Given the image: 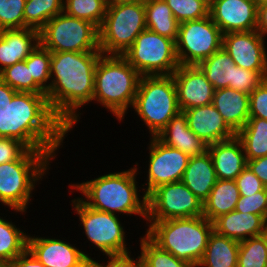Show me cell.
I'll return each instance as SVG.
<instances>
[{
    "label": "cell",
    "mask_w": 267,
    "mask_h": 267,
    "mask_svg": "<svg viewBox=\"0 0 267 267\" xmlns=\"http://www.w3.org/2000/svg\"><path fill=\"white\" fill-rule=\"evenodd\" d=\"M17 92L0 80V137H2V112Z\"/></svg>",
    "instance_id": "c3c4849f"
},
{
    "label": "cell",
    "mask_w": 267,
    "mask_h": 267,
    "mask_svg": "<svg viewBox=\"0 0 267 267\" xmlns=\"http://www.w3.org/2000/svg\"><path fill=\"white\" fill-rule=\"evenodd\" d=\"M216 177L220 180H235L247 167V159L240 139L234 137L208 146Z\"/></svg>",
    "instance_id": "ffe728a7"
},
{
    "label": "cell",
    "mask_w": 267,
    "mask_h": 267,
    "mask_svg": "<svg viewBox=\"0 0 267 267\" xmlns=\"http://www.w3.org/2000/svg\"><path fill=\"white\" fill-rule=\"evenodd\" d=\"M107 6L103 0H64L63 12L71 17L90 21L100 28Z\"/></svg>",
    "instance_id": "e575fe53"
},
{
    "label": "cell",
    "mask_w": 267,
    "mask_h": 267,
    "mask_svg": "<svg viewBox=\"0 0 267 267\" xmlns=\"http://www.w3.org/2000/svg\"><path fill=\"white\" fill-rule=\"evenodd\" d=\"M9 265L10 267H45L28 249Z\"/></svg>",
    "instance_id": "7dc6e473"
},
{
    "label": "cell",
    "mask_w": 267,
    "mask_h": 267,
    "mask_svg": "<svg viewBox=\"0 0 267 267\" xmlns=\"http://www.w3.org/2000/svg\"><path fill=\"white\" fill-rule=\"evenodd\" d=\"M25 62L27 66H30V72L34 82L47 93L51 78V52L39 43L25 59Z\"/></svg>",
    "instance_id": "d590c367"
},
{
    "label": "cell",
    "mask_w": 267,
    "mask_h": 267,
    "mask_svg": "<svg viewBox=\"0 0 267 267\" xmlns=\"http://www.w3.org/2000/svg\"><path fill=\"white\" fill-rule=\"evenodd\" d=\"M264 226H265V228H267V213H266L265 218H264Z\"/></svg>",
    "instance_id": "11a10c76"
},
{
    "label": "cell",
    "mask_w": 267,
    "mask_h": 267,
    "mask_svg": "<svg viewBox=\"0 0 267 267\" xmlns=\"http://www.w3.org/2000/svg\"><path fill=\"white\" fill-rule=\"evenodd\" d=\"M179 23L209 16L210 5L204 0H163Z\"/></svg>",
    "instance_id": "74e56055"
},
{
    "label": "cell",
    "mask_w": 267,
    "mask_h": 267,
    "mask_svg": "<svg viewBox=\"0 0 267 267\" xmlns=\"http://www.w3.org/2000/svg\"><path fill=\"white\" fill-rule=\"evenodd\" d=\"M79 218L78 226L83 228L85 240L91 243L97 251L105 255H117L131 252L128 247L127 232L120 216L101 212L85 205L78 197L69 202ZM127 242V243H126Z\"/></svg>",
    "instance_id": "9c48e42d"
},
{
    "label": "cell",
    "mask_w": 267,
    "mask_h": 267,
    "mask_svg": "<svg viewBox=\"0 0 267 267\" xmlns=\"http://www.w3.org/2000/svg\"><path fill=\"white\" fill-rule=\"evenodd\" d=\"M266 39L256 30L223 34L222 48L243 69L259 71L267 79Z\"/></svg>",
    "instance_id": "2e32d148"
},
{
    "label": "cell",
    "mask_w": 267,
    "mask_h": 267,
    "mask_svg": "<svg viewBox=\"0 0 267 267\" xmlns=\"http://www.w3.org/2000/svg\"><path fill=\"white\" fill-rule=\"evenodd\" d=\"M213 230L219 235L241 242L264 232V218L233 210L216 218L213 221Z\"/></svg>",
    "instance_id": "603a6c76"
},
{
    "label": "cell",
    "mask_w": 267,
    "mask_h": 267,
    "mask_svg": "<svg viewBox=\"0 0 267 267\" xmlns=\"http://www.w3.org/2000/svg\"><path fill=\"white\" fill-rule=\"evenodd\" d=\"M181 181L202 203L208 198L217 181L208 151L202 155L190 157Z\"/></svg>",
    "instance_id": "d4e9b609"
},
{
    "label": "cell",
    "mask_w": 267,
    "mask_h": 267,
    "mask_svg": "<svg viewBox=\"0 0 267 267\" xmlns=\"http://www.w3.org/2000/svg\"><path fill=\"white\" fill-rule=\"evenodd\" d=\"M239 242L214 230L210 234L206 250L196 267H237Z\"/></svg>",
    "instance_id": "484cf974"
},
{
    "label": "cell",
    "mask_w": 267,
    "mask_h": 267,
    "mask_svg": "<svg viewBox=\"0 0 267 267\" xmlns=\"http://www.w3.org/2000/svg\"><path fill=\"white\" fill-rule=\"evenodd\" d=\"M124 171L107 172L96 178L81 183H70L68 187L74 192L79 191L78 197L90 208L120 216H139L147 220V196L144 194L139 182L138 162ZM138 167V168H137ZM138 186V187H137ZM141 188V189H140ZM75 189V190H74ZM142 190V192H140ZM140 193H143L142 195ZM140 197V198H139ZM122 214V215H121Z\"/></svg>",
    "instance_id": "3957f363"
},
{
    "label": "cell",
    "mask_w": 267,
    "mask_h": 267,
    "mask_svg": "<svg viewBox=\"0 0 267 267\" xmlns=\"http://www.w3.org/2000/svg\"><path fill=\"white\" fill-rule=\"evenodd\" d=\"M255 2L257 3V6L267 4V0H255Z\"/></svg>",
    "instance_id": "f5cc1de1"
},
{
    "label": "cell",
    "mask_w": 267,
    "mask_h": 267,
    "mask_svg": "<svg viewBox=\"0 0 267 267\" xmlns=\"http://www.w3.org/2000/svg\"><path fill=\"white\" fill-rule=\"evenodd\" d=\"M212 104L235 134L250 118L249 94L244 92L231 88L217 89L214 92Z\"/></svg>",
    "instance_id": "7402d4cb"
},
{
    "label": "cell",
    "mask_w": 267,
    "mask_h": 267,
    "mask_svg": "<svg viewBox=\"0 0 267 267\" xmlns=\"http://www.w3.org/2000/svg\"><path fill=\"white\" fill-rule=\"evenodd\" d=\"M183 112L187 117L189 129L208 146L236 135L212 103L189 108Z\"/></svg>",
    "instance_id": "d6986e66"
},
{
    "label": "cell",
    "mask_w": 267,
    "mask_h": 267,
    "mask_svg": "<svg viewBox=\"0 0 267 267\" xmlns=\"http://www.w3.org/2000/svg\"><path fill=\"white\" fill-rule=\"evenodd\" d=\"M39 43V31L32 28L0 31V72L25 60Z\"/></svg>",
    "instance_id": "44dd1931"
},
{
    "label": "cell",
    "mask_w": 267,
    "mask_h": 267,
    "mask_svg": "<svg viewBox=\"0 0 267 267\" xmlns=\"http://www.w3.org/2000/svg\"><path fill=\"white\" fill-rule=\"evenodd\" d=\"M101 55V51L51 52L46 97L53 113L70 133L81 119L80 109L89 103L91 106L95 69Z\"/></svg>",
    "instance_id": "6da1fadb"
},
{
    "label": "cell",
    "mask_w": 267,
    "mask_h": 267,
    "mask_svg": "<svg viewBox=\"0 0 267 267\" xmlns=\"http://www.w3.org/2000/svg\"><path fill=\"white\" fill-rule=\"evenodd\" d=\"M140 254H138L142 267H193L188 262L178 259L170 252L160 249L145 234L139 238Z\"/></svg>",
    "instance_id": "d6a6232c"
},
{
    "label": "cell",
    "mask_w": 267,
    "mask_h": 267,
    "mask_svg": "<svg viewBox=\"0 0 267 267\" xmlns=\"http://www.w3.org/2000/svg\"><path fill=\"white\" fill-rule=\"evenodd\" d=\"M236 211L251 213L265 218L267 213V187L251 196H240L236 204Z\"/></svg>",
    "instance_id": "60d3db41"
},
{
    "label": "cell",
    "mask_w": 267,
    "mask_h": 267,
    "mask_svg": "<svg viewBox=\"0 0 267 267\" xmlns=\"http://www.w3.org/2000/svg\"><path fill=\"white\" fill-rule=\"evenodd\" d=\"M107 262L92 257L90 259V267H142L139 256L134 257L131 252L117 255H106ZM96 259V260H95Z\"/></svg>",
    "instance_id": "f6af8a7d"
},
{
    "label": "cell",
    "mask_w": 267,
    "mask_h": 267,
    "mask_svg": "<svg viewBox=\"0 0 267 267\" xmlns=\"http://www.w3.org/2000/svg\"><path fill=\"white\" fill-rule=\"evenodd\" d=\"M29 148L13 138L0 137V164L19 160Z\"/></svg>",
    "instance_id": "7bdbcfd3"
},
{
    "label": "cell",
    "mask_w": 267,
    "mask_h": 267,
    "mask_svg": "<svg viewBox=\"0 0 267 267\" xmlns=\"http://www.w3.org/2000/svg\"><path fill=\"white\" fill-rule=\"evenodd\" d=\"M249 115L267 120V79L249 94Z\"/></svg>",
    "instance_id": "b9f144b4"
},
{
    "label": "cell",
    "mask_w": 267,
    "mask_h": 267,
    "mask_svg": "<svg viewBox=\"0 0 267 267\" xmlns=\"http://www.w3.org/2000/svg\"><path fill=\"white\" fill-rule=\"evenodd\" d=\"M145 235L160 249L196 267L203 257L213 222L204 216L146 221Z\"/></svg>",
    "instance_id": "5b68a950"
},
{
    "label": "cell",
    "mask_w": 267,
    "mask_h": 267,
    "mask_svg": "<svg viewBox=\"0 0 267 267\" xmlns=\"http://www.w3.org/2000/svg\"><path fill=\"white\" fill-rule=\"evenodd\" d=\"M256 31L267 38V4L258 6Z\"/></svg>",
    "instance_id": "681fc988"
},
{
    "label": "cell",
    "mask_w": 267,
    "mask_h": 267,
    "mask_svg": "<svg viewBox=\"0 0 267 267\" xmlns=\"http://www.w3.org/2000/svg\"><path fill=\"white\" fill-rule=\"evenodd\" d=\"M203 216V203L182 182L163 184L147 196V220Z\"/></svg>",
    "instance_id": "4fadbf2b"
},
{
    "label": "cell",
    "mask_w": 267,
    "mask_h": 267,
    "mask_svg": "<svg viewBox=\"0 0 267 267\" xmlns=\"http://www.w3.org/2000/svg\"><path fill=\"white\" fill-rule=\"evenodd\" d=\"M52 161L47 152L29 149L19 160L0 164V205L16 216L26 214L36 185L46 178Z\"/></svg>",
    "instance_id": "8992f818"
},
{
    "label": "cell",
    "mask_w": 267,
    "mask_h": 267,
    "mask_svg": "<svg viewBox=\"0 0 267 267\" xmlns=\"http://www.w3.org/2000/svg\"><path fill=\"white\" fill-rule=\"evenodd\" d=\"M240 196H251L266 187L262 181L246 167L235 179Z\"/></svg>",
    "instance_id": "ee69618b"
},
{
    "label": "cell",
    "mask_w": 267,
    "mask_h": 267,
    "mask_svg": "<svg viewBox=\"0 0 267 267\" xmlns=\"http://www.w3.org/2000/svg\"><path fill=\"white\" fill-rule=\"evenodd\" d=\"M247 167L251 170L267 187V156L254 160H247Z\"/></svg>",
    "instance_id": "bcb514c9"
},
{
    "label": "cell",
    "mask_w": 267,
    "mask_h": 267,
    "mask_svg": "<svg viewBox=\"0 0 267 267\" xmlns=\"http://www.w3.org/2000/svg\"><path fill=\"white\" fill-rule=\"evenodd\" d=\"M209 15L222 34L256 30L258 6L255 0H214Z\"/></svg>",
    "instance_id": "ac0fdd59"
},
{
    "label": "cell",
    "mask_w": 267,
    "mask_h": 267,
    "mask_svg": "<svg viewBox=\"0 0 267 267\" xmlns=\"http://www.w3.org/2000/svg\"><path fill=\"white\" fill-rule=\"evenodd\" d=\"M240 194L235 180L217 179L208 198L203 202V216L213 222L236 208Z\"/></svg>",
    "instance_id": "4316f807"
},
{
    "label": "cell",
    "mask_w": 267,
    "mask_h": 267,
    "mask_svg": "<svg viewBox=\"0 0 267 267\" xmlns=\"http://www.w3.org/2000/svg\"><path fill=\"white\" fill-rule=\"evenodd\" d=\"M146 28L174 41L177 39L179 22L163 0H148L145 4Z\"/></svg>",
    "instance_id": "f1b7e54d"
},
{
    "label": "cell",
    "mask_w": 267,
    "mask_h": 267,
    "mask_svg": "<svg viewBox=\"0 0 267 267\" xmlns=\"http://www.w3.org/2000/svg\"><path fill=\"white\" fill-rule=\"evenodd\" d=\"M69 131L55 116L46 94L17 92L2 112V138H13L53 159ZM57 153V154H56Z\"/></svg>",
    "instance_id": "7a4b0ae2"
},
{
    "label": "cell",
    "mask_w": 267,
    "mask_h": 267,
    "mask_svg": "<svg viewBox=\"0 0 267 267\" xmlns=\"http://www.w3.org/2000/svg\"><path fill=\"white\" fill-rule=\"evenodd\" d=\"M172 76L181 111L212 103L215 88L198 65H179Z\"/></svg>",
    "instance_id": "e0dca14e"
},
{
    "label": "cell",
    "mask_w": 267,
    "mask_h": 267,
    "mask_svg": "<svg viewBox=\"0 0 267 267\" xmlns=\"http://www.w3.org/2000/svg\"><path fill=\"white\" fill-rule=\"evenodd\" d=\"M236 136L242 142L247 160L267 156V120L249 118L245 126Z\"/></svg>",
    "instance_id": "f546056e"
},
{
    "label": "cell",
    "mask_w": 267,
    "mask_h": 267,
    "mask_svg": "<svg viewBox=\"0 0 267 267\" xmlns=\"http://www.w3.org/2000/svg\"><path fill=\"white\" fill-rule=\"evenodd\" d=\"M122 56L142 75H172L179 67L175 41L149 29Z\"/></svg>",
    "instance_id": "8fae6325"
},
{
    "label": "cell",
    "mask_w": 267,
    "mask_h": 267,
    "mask_svg": "<svg viewBox=\"0 0 267 267\" xmlns=\"http://www.w3.org/2000/svg\"><path fill=\"white\" fill-rule=\"evenodd\" d=\"M39 236L28 235L27 249L45 267H90L92 254L86 253L82 248L79 249L76 244H71L63 238L61 240L58 235L55 238Z\"/></svg>",
    "instance_id": "9a60e30c"
},
{
    "label": "cell",
    "mask_w": 267,
    "mask_h": 267,
    "mask_svg": "<svg viewBox=\"0 0 267 267\" xmlns=\"http://www.w3.org/2000/svg\"><path fill=\"white\" fill-rule=\"evenodd\" d=\"M132 109L146 125L150 137L157 136L181 110L172 75L141 76Z\"/></svg>",
    "instance_id": "52a82bcc"
},
{
    "label": "cell",
    "mask_w": 267,
    "mask_h": 267,
    "mask_svg": "<svg viewBox=\"0 0 267 267\" xmlns=\"http://www.w3.org/2000/svg\"><path fill=\"white\" fill-rule=\"evenodd\" d=\"M261 236L264 238L266 248H267V228H265L264 232L261 234Z\"/></svg>",
    "instance_id": "816d5d0a"
},
{
    "label": "cell",
    "mask_w": 267,
    "mask_h": 267,
    "mask_svg": "<svg viewBox=\"0 0 267 267\" xmlns=\"http://www.w3.org/2000/svg\"><path fill=\"white\" fill-rule=\"evenodd\" d=\"M0 80L16 92L46 94L35 82L25 60L9 66L0 72Z\"/></svg>",
    "instance_id": "836d02e7"
},
{
    "label": "cell",
    "mask_w": 267,
    "mask_h": 267,
    "mask_svg": "<svg viewBox=\"0 0 267 267\" xmlns=\"http://www.w3.org/2000/svg\"><path fill=\"white\" fill-rule=\"evenodd\" d=\"M26 0H0V31L24 28Z\"/></svg>",
    "instance_id": "f35d334b"
},
{
    "label": "cell",
    "mask_w": 267,
    "mask_h": 267,
    "mask_svg": "<svg viewBox=\"0 0 267 267\" xmlns=\"http://www.w3.org/2000/svg\"><path fill=\"white\" fill-rule=\"evenodd\" d=\"M156 137L162 143L190 157L202 155L208 150V145L189 129L187 117L183 111L175 115Z\"/></svg>",
    "instance_id": "cb8c5ba5"
},
{
    "label": "cell",
    "mask_w": 267,
    "mask_h": 267,
    "mask_svg": "<svg viewBox=\"0 0 267 267\" xmlns=\"http://www.w3.org/2000/svg\"><path fill=\"white\" fill-rule=\"evenodd\" d=\"M40 44L50 52L99 50V28L90 21L64 12L50 19L39 31Z\"/></svg>",
    "instance_id": "30bf717a"
},
{
    "label": "cell",
    "mask_w": 267,
    "mask_h": 267,
    "mask_svg": "<svg viewBox=\"0 0 267 267\" xmlns=\"http://www.w3.org/2000/svg\"><path fill=\"white\" fill-rule=\"evenodd\" d=\"M265 79L259 71L243 69L236 65L234 67L233 83H230V88L250 94Z\"/></svg>",
    "instance_id": "ab89813d"
},
{
    "label": "cell",
    "mask_w": 267,
    "mask_h": 267,
    "mask_svg": "<svg viewBox=\"0 0 267 267\" xmlns=\"http://www.w3.org/2000/svg\"><path fill=\"white\" fill-rule=\"evenodd\" d=\"M145 29L144 4L116 0L107 6L99 28V50L103 55H122Z\"/></svg>",
    "instance_id": "ba28073f"
},
{
    "label": "cell",
    "mask_w": 267,
    "mask_h": 267,
    "mask_svg": "<svg viewBox=\"0 0 267 267\" xmlns=\"http://www.w3.org/2000/svg\"><path fill=\"white\" fill-rule=\"evenodd\" d=\"M0 216V264H9L28 247V235L17 223ZM6 218V219H5ZM18 226V227H16Z\"/></svg>",
    "instance_id": "83f0119b"
},
{
    "label": "cell",
    "mask_w": 267,
    "mask_h": 267,
    "mask_svg": "<svg viewBox=\"0 0 267 267\" xmlns=\"http://www.w3.org/2000/svg\"><path fill=\"white\" fill-rule=\"evenodd\" d=\"M198 66L215 90L230 88V83H233L234 67L236 64L223 48L204 59Z\"/></svg>",
    "instance_id": "4dcf8cb0"
},
{
    "label": "cell",
    "mask_w": 267,
    "mask_h": 267,
    "mask_svg": "<svg viewBox=\"0 0 267 267\" xmlns=\"http://www.w3.org/2000/svg\"><path fill=\"white\" fill-rule=\"evenodd\" d=\"M207 4H211L214 0H204Z\"/></svg>",
    "instance_id": "9f6ffc18"
},
{
    "label": "cell",
    "mask_w": 267,
    "mask_h": 267,
    "mask_svg": "<svg viewBox=\"0 0 267 267\" xmlns=\"http://www.w3.org/2000/svg\"><path fill=\"white\" fill-rule=\"evenodd\" d=\"M237 267H267V248L261 235L239 242Z\"/></svg>",
    "instance_id": "8d00e7d4"
},
{
    "label": "cell",
    "mask_w": 267,
    "mask_h": 267,
    "mask_svg": "<svg viewBox=\"0 0 267 267\" xmlns=\"http://www.w3.org/2000/svg\"><path fill=\"white\" fill-rule=\"evenodd\" d=\"M149 138L146 147L149 151L148 165L145 166L148 174L141 184L146 196L160 185L181 181L190 159L189 155L162 143L156 136Z\"/></svg>",
    "instance_id": "5bb4252c"
},
{
    "label": "cell",
    "mask_w": 267,
    "mask_h": 267,
    "mask_svg": "<svg viewBox=\"0 0 267 267\" xmlns=\"http://www.w3.org/2000/svg\"><path fill=\"white\" fill-rule=\"evenodd\" d=\"M141 74L122 55H101L95 69L92 102L124 120L132 109Z\"/></svg>",
    "instance_id": "277c9868"
},
{
    "label": "cell",
    "mask_w": 267,
    "mask_h": 267,
    "mask_svg": "<svg viewBox=\"0 0 267 267\" xmlns=\"http://www.w3.org/2000/svg\"><path fill=\"white\" fill-rule=\"evenodd\" d=\"M103 1L109 5L114 3L116 0H103Z\"/></svg>",
    "instance_id": "db71d44e"
},
{
    "label": "cell",
    "mask_w": 267,
    "mask_h": 267,
    "mask_svg": "<svg viewBox=\"0 0 267 267\" xmlns=\"http://www.w3.org/2000/svg\"><path fill=\"white\" fill-rule=\"evenodd\" d=\"M64 0H26L24 8V28L40 31L45 24L63 12Z\"/></svg>",
    "instance_id": "1f68e13d"
},
{
    "label": "cell",
    "mask_w": 267,
    "mask_h": 267,
    "mask_svg": "<svg viewBox=\"0 0 267 267\" xmlns=\"http://www.w3.org/2000/svg\"><path fill=\"white\" fill-rule=\"evenodd\" d=\"M121 1L145 4L148 0H121Z\"/></svg>",
    "instance_id": "f907efd6"
},
{
    "label": "cell",
    "mask_w": 267,
    "mask_h": 267,
    "mask_svg": "<svg viewBox=\"0 0 267 267\" xmlns=\"http://www.w3.org/2000/svg\"><path fill=\"white\" fill-rule=\"evenodd\" d=\"M0 267H10L9 264H0Z\"/></svg>",
    "instance_id": "6f0895ef"
},
{
    "label": "cell",
    "mask_w": 267,
    "mask_h": 267,
    "mask_svg": "<svg viewBox=\"0 0 267 267\" xmlns=\"http://www.w3.org/2000/svg\"><path fill=\"white\" fill-rule=\"evenodd\" d=\"M223 34L211 16L179 23L175 41L179 65H198L222 48Z\"/></svg>",
    "instance_id": "7c38bea8"
}]
</instances>
